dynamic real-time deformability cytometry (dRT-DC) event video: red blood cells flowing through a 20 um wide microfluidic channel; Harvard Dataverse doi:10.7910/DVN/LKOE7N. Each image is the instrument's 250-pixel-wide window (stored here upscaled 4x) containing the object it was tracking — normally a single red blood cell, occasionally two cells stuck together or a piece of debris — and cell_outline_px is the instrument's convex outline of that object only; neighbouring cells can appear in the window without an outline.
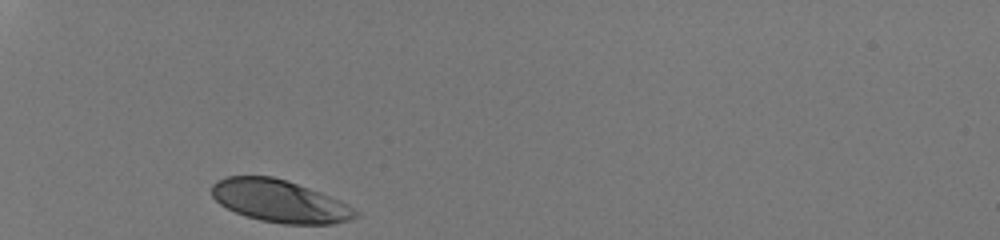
{"species": "human", "species_latin": "Homo sapiens", "temperature_condition": "room temperature", "stored_images_in_passage": 27, "camera_frame_rate_fps": 3000, "um_per_image_px": 0.085, "donor": {"sex": "male"}, "frame": {"image": 1, "passage_image": 1, "time_ms": 0.0, "image_size_px": [1000, 240], "cell_outline_px": [[360, 216], [348, 220], [332, 224], [284, 224], [260, 220], [244, 216], [220, 204], [212, 196], [212, 184], [228, 176], [272, 176], [320, 192], [340, 200], [348, 204], [360, 212]], "centroid_in_image_um": [23.81, 17.11], "position_along_channel_um": 61.2, "area_um2": 35.32}}
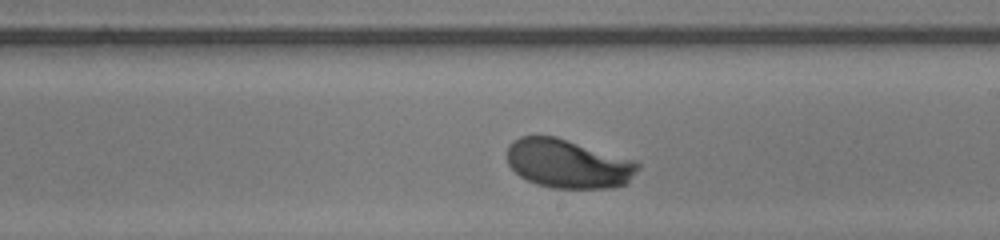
{"frame": {"image": 2, "passage_image": 16, "time_ms": 5.0, "image_size_px": [1000, 240], "cell_outline_px": [[640, 168], [624, 184], [612, 188], [552, 188], [536, 184], [520, 176], [508, 164], [508, 144], [512, 140], [520, 136], [556, 136], [636, 160], [640, 164]], "centroid_in_image_um": [48.29, 13.9], "position_along_channel_um": 240.7, "area_um2": 37.34}}
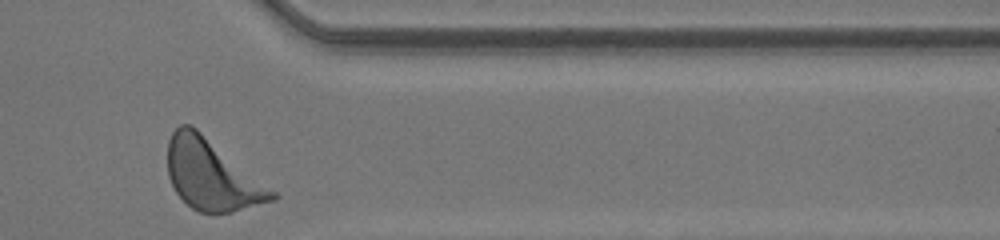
{"frame": {"image": 3, "passage_image": 27, "time_ms": 8.667, "image_size_px": [1000, 240], "cell_outline_px": [[280, 196], [276, 200], [232, 212], [200, 212], [192, 208], [176, 192], [168, 176], [168, 140], [172, 132], [180, 124], [192, 124], [276, 192]], "centroid_in_image_um": [18.0, 14.85], "position_along_channel_um": 393.4, "area_um2": 42.54}, "authors_computed_cell_mechanics": {"area_um2": 37.1076, "velocity_mm_per_s": 4.2226, "shape_relaxation_time_tau1_ms": 1.5311, "shape_relaxation_time_tau2_ms": null, "deformation_change_tau1": 0.1288, "deformation_change_tau2": null}}